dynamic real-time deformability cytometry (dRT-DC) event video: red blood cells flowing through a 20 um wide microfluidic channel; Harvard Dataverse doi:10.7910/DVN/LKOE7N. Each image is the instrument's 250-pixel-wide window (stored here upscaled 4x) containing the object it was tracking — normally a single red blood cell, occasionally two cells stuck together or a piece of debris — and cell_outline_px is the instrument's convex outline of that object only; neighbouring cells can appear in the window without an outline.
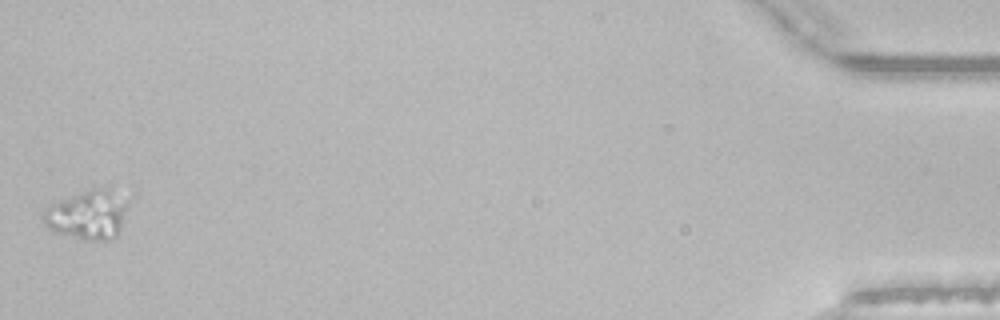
{"species": "common noctule bat (a hibernating species)", "species_latin": "Nyctalus noctula", "temperature_condition": "room temperature", "stored_images_in_passage": 47, "segment_of_instrument_passage": [2, 2], "camera_frame_rate_fps": 3000, "um_per_image_px": 0.085, "animal": {"sex": "male", "body_mass_g": 21.5, "forearm_length_mm": 52.0}, "frame": {"image": 1, "passage_image": 47, "time_ms": 15.333, "image_size_px": [1000, 320], "cell_outline_px": [[128, 204], [120, 228], [116, 236], [108, 240], [84, 240], [56, 232], [48, 228], [44, 224], [40, 216], [52, 204], [60, 200], [92, 188], [104, 184]], "centroid_in_image_um": [7.43, 18.25], "position_along_channel_um": 427.8, "area_um2": 23.99}}